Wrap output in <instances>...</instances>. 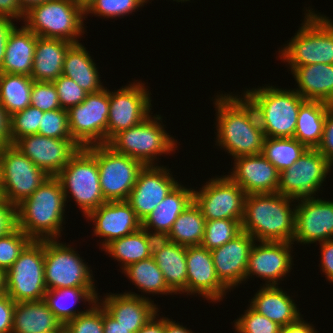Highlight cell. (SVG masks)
Listing matches in <instances>:
<instances>
[{"label":"cell","mask_w":333,"mask_h":333,"mask_svg":"<svg viewBox=\"0 0 333 333\" xmlns=\"http://www.w3.org/2000/svg\"><path fill=\"white\" fill-rule=\"evenodd\" d=\"M216 97V143L220 148L233 158L262 154L265 136L250 101L245 96L241 98L234 94Z\"/></svg>","instance_id":"1"},{"label":"cell","mask_w":333,"mask_h":333,"mask_svg":"<svg viewBox=\"0 0 333 333\" xmlns=\"http://www.w3.org/2000/svg\"><path fill=\"white\" fill-rule=\"evenodd\" d=\"M65 203L60 180L49 176L30 197L16 206V226L32 240L59 238L65 220Z\"/></svg>","instance_id":"2"},{"label":"cell","mask_w":333,"mask_h":333,"mask_svg":"<svg viewBox=\"0 0 333 333\" xmlns=\"http://www.w3.org/2000/svg\"><path fill=\"white\" fill-rule=\"evenodd\" d=\"M297 199L280 193L246 195L242 231L257 242H292L295 235V207Z\"/></svg>","instance_id":"3"},{"label":"cell","mask_w":333,"mask_h":333,"mask_svg":"<svg viewBox=\"0 0 333 333\" xmlns=\"http://www.w3.org/2000/svg\"><path fill=\"white\" fill-rule=\"evenodd\" d=\"M242 94L254 107L265 137H294L298 112L305 101L294 89L284 90L267 85L247 89Z\"/></svg>","instance_id":"4"},{"label":"cell","mask_w":333,"mask_h":333,"mask_svg":"<svg viewBox=\"0 0 333 333\" xmlns=\"http://www.w3.org/2000/svg\"><path fill=\"white\" fill-rule=\"evenodd\" d=\"M305 20L296 35L282 50L280 58L289 69L309 64L333 65V21L307 10Z\"/></svg>","instance_id":"5"},{"label":"cell","mask_w":333,"mask_h":333,"mask_svg":"<svg viewBox=\"0 0 333 333\" xmlns=\"http://www.w3.org/2000/svg\"><path fill=\"white\" fill-rule=\"evenodd\" d=\"M83 19L85 12L73 0H50L29 8L24 25L38 37L76 44L85 29Z\"/></svg>","instance_id":"6"},{"label":"cell","mask_w":333,"mask_h":333,"mask_svg":"<svg viewBox=\"0 0 333 333\" xmlns=\"http://www.w3.org/2000/svg\"><path fill=\"white\" fill-rule=\"evenodd\" d=\"M156 116L149 115L138 125L118 132L107 145L117 153L141 161L145 166L153 165L157 155H167L177 148V141L161 125V115Z\"/></svg>","instance_id":"7"},{"label":"cell","mask_w":333,"mask_h":333,"mask_svg":"<svg viewBox=\"0 0 333 333\" xmlns=\"http://www.w3.org/2000/svg\"><path fill=\"white\" fill-rule=\"evenodd\" d=\"M62 185L67 201L68 193L82 210L83 216L106 203L99 182L97 158L81 148L56 176Z\"/></svg>","instance_id":"8"},{"label":"cell","mask_w":333,"mask_h":333,"mask_svg":"<svg viewBox=\"0 0 333 333\" xmlns=\"http://www.w3.org/2000/svg\"><path fill=\"white\" fill-rule=\"evenodd\" d=\"M46 291L44 240H32L6 271V294L17 303L43 300Z\"/></svg>","instance_id":"9"},{"label":"cell","mask_w":333,"mask_h":333,"mask_svg":"<svg viewBox=\"0 0 333 333\" xmlns=\"http://www.w3.org/2000/svg\"><path fill=\"white\" fill-rule=\"evenodd\" d=\"M97 158L99 182L105 201H125L133 189L144 164L125 154L115 152L107 144L89 146Z\"/></svg>","instance_id":"10"},{"label":"cell","mask_w":333,"mask_h":333,"mask_svg":"<svg viewBox=\"0 0 333 333\" xmlns=\"http://www.w3.org/2000/svg\"><path fill=\"white\" fill-rule=\"evenodd\" d=\"M49 176L13 144L0 149V195L17 206Z\"/></svg>","instance_id":"11"},{"label":"cell","mask_w":333,"mask_h":333,"mask_svg":"<svg viewBox=\"0 0 333 333\" xmlns=\"http://www.w3.org/2000/svg\"><path fill=\"white\" fill-rule=\"evenodd\" d=\"M44 240V276L47 290L66 287H96L92 270L71 245ZM91 271V272H90Z\"/></svg>","instance_id":"12"},{"label":"cell","mask_w":333,"mask_h":333,"mask_svg":"<svg viewBox=\"0 0 333 333\" xmlns=\"http://www.w3.org/2000/svg\"><path fill=\"white\" fill-rule=\"evenodd\" d=\"M109 89L87 94L79 105L68 110L69 130L81 147L107 144Z\"/></svg>","instance_id":"13"},{"label":"cell","mask_w":333,"mask_h":333,"mask_svg":"<svg viewBox=\"0 0 333 333\" xmlns=\"http://www.w3.org/2000/svg\"><path fill=\"white\" fill-rule=\"evenodd\" d=\"M246 192L228 176L212 178L201 190L193 192V201L205 220L232 219L242 223Z\"/></svg>","instance_id":"14"},{"label":"cell","mask_w":333,"mask_h":333,"mask_svg":"<svg viewBox=\"0 0 333 333\" xmlns=\"http://www.w3.org/2000/svg\"><path fill=\"white\" fill-rule=\"evenodd\" d=\"M332 166L317 149L308 148L294 164L280 172L277 192L294 199L314 197Z\"/></svg>","instance_id":"15"},{"label":"cell","mask_w":333,"mask_h":333,"mask_svg":"<svg viewBox=\"0 0 333 333\" xmlns=\"http://www.w3.org/2000/svg\"><path fill=\"white\" fill-rule=\"evenodd\" d=\"M141 82L109 91L107 142L118 132L138 125L150 115L151 97Z\"/></svg>","instance_id":"16"},{"label":"cell","mask_w":333,"mask_h":333,"mask_svg":"<svg viewBox=\"0 0 333 333\" xmlns=\"http://www.w3.org/2000/svg\"><path fill=\"white\" fill-rule=\"evenodd\" d=\"M13 145L48 176H57L81 147L73 139H56L33 134Z\"/></svg>","instance_id":"17"},{"label":"cell","mask_w":333,"mask_h":333,"mask_svg":"<svg viewBox=\"0 0 333 333\" xmlns=\"http://www.w3.org/2000/svg\"><path fill=\"white\" fill-rule=\"evenodd\" d=\"M296 202L293 243L306 245L333 240V201L307 197Z\"/></svg>","instance_id":"18"},{"label":"cell","mask_w":333,"mask_h":333,"mask_svg":"<svg viewBox=\"0 0 333 333\" xmlns=\"http://www.w3.org/2000/svg\"><path fill=\"white\" fill-rule=\"evenodd\" d=\"M144 166L126 200L142 222L179 184L164 166Z\"/></svg>","instance_id":"19"},{"label":"cell","mask_w":333,"mask_h":333,"mask_svg":"<svg viewBox=\"0 0 333 333\" xmlns=\"http://www.w3.org/2000/svg\"><path fill=\"white\" fill-rule=\"evenodd\" d=\"M292 242L259 241L254 243L248 259L245 281L252 275L266 280L265 285H278L292 269Z\"/></svg>","instance_id":"20"},{"label":"cell","mask_w":333,"mask_h":333,"mask_svg":"<svg viewBox=\"0 0 333 333\" xmlns=\"http://www.w3.org/2000/svg\"><path fill=\"white\" fill-rule=\"evenodd\" d=\"M187 294H199L211 302L221 301L228 289L219 281L211 251L205 247H186Z\"/></svg>","instance_id":"21"},{"label":"cell","mask_w":333,"mask_h":333,"mask_svg":"<svg viewBox=\"0 0 333 333\" xmlns=\"http://www.w3.org/2000/svg\"><path fill=\"white\" fill-rule=\"evenodd\" d=\"M256 240L242 231L234 239L211 250L219 281L230 290L245 281L248 259Z\"/></svg>","instance_id":"22"},{"label":"cell","mask_w":333,"mask_h":333,"mask_svg":"<svg viewBox=\"0 0 333 333\" xmlns=\"http://www.w3.org/2000/svg\"><path fill=\"white\" fill-rule=\"evenodd\" d=\"M94 226V234L104 238L102 248L113 240L122 238L138 231L142 222L137 218L135 211L125 201H108L87 216Z\"/></svg>","instance_id":"23"},{"label":"cell","mask_w":333,"mask_h":333,"mask_svg":"<svg viewBox=\"0 0 333 333\" xmlns=\"http://www.w3.org/2000/svg\"><path fill=\"white\" fill-rule=\"evenodd\" d=\"M234 161L227 176L247 195L277 193L280 172L263 154L240 156Z\"/></svg>","instance_id":"24"},{"label":"cell","mask_w":333,"mask_h":333,"mask_svg":"<svg viewBox=\"0 0 333 333\" xmlns=\"http://www.w3.org/2000/svg\"><path fill=\"white\" fill-rule=\"evenodd\" d=\"M99 304L129 332L137 333L159 311L151 299L135 292L108 294ZM153 302V303H152Z\"/></svg>","instance_id":"25"},{"label":"cell","mask_w":333,"mask_h":333,"mask_svg":"<svg viewBox=\"0 0 333 333\" xmlns=\"http://www.w3.org/2000/svg\"><path fill=\"white\" fill-rule=\"evenodd\" d=\"M152 257L174 294L187 293L186 247L165 238H156Z\"/></svg>","instance_id":"26"},{"label":"cell","mask_w":333,"mask_h":333,"mask_svg":"<svg viewBox=\"0 0 333 333\" xmlns=\"http://www.w3.org/2000/svg\"><path fill=\"white\" fill-rule=\"evenodd\" d=\"M178 184L142 221V228L156 238H165L178 216L193 201L194 189Z\"/></svg>","instance_id":"27"},{"label":"cell","mask_w":333,"mask_h":333,"mask_svg":"<svg viewBox=\"0 0 333 333\" xmlns=\"http://www.w3.org/2000/svg\"><path fill=\"white\" fill-rule=\"evenodd\" d=\"M251 299L250 306L269 320L284 327L297 321L301 313L294 300L277 285L260 287Z\"/></svg>","instance_id":"28"},{"label":"cell","mask_w":333,"mask_h":333,"mask_svg":"<svg viewBox=\"0 0 333 333\" xmlns=\"http://www.w3.org/2000/svg\"><path fill=\"white\" fill-rule=\"evenodd\" d=\"M291 73L305 100L321 101L333 106V65L309 64L295 67Z\"/></svg>","instance_id":"29"},{"label":"cell","mask_w":333,"mask_h":333,"mask_svg":"<svg viewBox=\"0 0 333 333\" xmlns=\"http://www.w3.org/2000/svg\"><path fill=\"white\" fill-rule=\"evenodd\" d=\"M73 43L37 36L33 68L30 77L34 81L53 82L62 75L66 53Z\"/></svg>","instance_id":"30"},{"label":"cell","mask_w":333,"mask_h":333,"mask_svg":"<svg viewBox=\"0 0 333 333\" xmlns=\"http://www.w3.org/2000/svg\"><path fill=\"white\" fill-rule=\"evenodd\" d=\"M63 326L44 300L15 303L12 333H58Z\"/></svg>","instance_id":"31"},{"label":"cell","mask_w":333,"mask_h":333,"mask_svg":"<svg viewBox=\"0 0 333 333\" xmlns=\"http://www.w3.org/2000/svg\"><path fill=\"white\" fill-rule=\"evenodd\" d=\"M17 28L16 26L8 37L0 73L30 76L33 68L37 36L25 26Z\"/></svg>","instance_id":"32"},{"label":"cell","mask_w":333,"mask_h":333,"mask_svg":"<svg viewBox=\"0 0 333 333\" xmlns=\"http://www.w3.org/2000/svg\"><path fill=\"white\" fill-rule=\"evenodd\" d=\"M62 75L72 79L85 92L96 93L105 88L90 54L81 43L73 44L67 51Z\"/></svg>","instance_id":"33"},{"label":"cell","mask_w":333,"mask_h":333,"mask_svg":"<svg viewBox=\"0 0 333 333\" xmlns=\"http://www.w3.org/2000/svg\"><path fill=\"white\" fill-rule=\"evenodd\" d=\"M96 287H66L60 289L47 290L44 301L54 315L65 325L69 320L76 318L80 314L87 312L76 311L73 306L80 301H87L89 305H94L99 301Z\"/></svg>","instance_id":"34"},{"label":"cell","mask_w":333,"mask_h":333,"mask_svg":"<svg viewBox=\"0 0 333 333\" xmlns=\"http://www.w3.org/2000/svg\"><path fill=\"white\" fill-rule=\"evenodd\" d=\"M330 104L305 100L299 109L294 138L307 148L316 149L321 142Z\"/></svg>","instance_id":"35"},{"label":"cell","mask_w":333,"mask_h":333,"mask_svg":"<svg viewBox=\"0 0 333 333\" xmlns=\"http://www.w3.org/2000/svg\"><path fill=\"white\" fill-rule=\"evenodd\" d=\"M156 237L142 227L127 236L108 243L103 249L118 262H121L122 270L133 263L152 256V248Z\"/></svg>","instance_id":"36"},{"label":"cell","mask_w":333,"mask_h":333,"mask_svg":"<svg viewBox=\"0 0 333 333\" xmlns=\"http://www.w3.org/2000/svg\"><path fill=\"white\" fill-rule=\"evenodd\" d=\"M205 224V217L192 201L175 220L165 239L185 247L201 245Z\"/></svg>","instance_id":"37"},{"label":"cell","mask_w":333,"mask_h":333,"mask_svg":"<svg viewBox=\"0 0 333 333\" xmlns=\"http://www.w3.org/2000/svg\"><path fill=\"white\" fill-rule=\"evenodd\" d=\"M33 82L27 75L0 73V104L10 116L30 106Z\"/></svg>","instance_id":"38"},{"label":"cell","mask_w":333,"mask_h":333,"mask_svg":"<svg viewBox=\"0 0 333 333\" xmlns=\"http://www.w3.org/2000/svg\"><path fill=\"white\" fill-rule=\"evenodd\" d=\"M123 273L142 292L162 295L174 293L166 284L163 273L152 256L129 265Z\"/></svg>","instance_id":"39"},{"label":"cell","mask_w":333,"mask_h":333,"mask_svg":"<svg viewBox=\"0 0 333 333\" xmlns=\"http://www.w3.org/2000/svg\"><path fill=\"white\" fill-rule=\"evenodd\" d=\"M307 149L294 137H265L262 154L281 172L294 164Z\"/></svg>","instance_id":"40"},{"label":"cell","mask_w":333,"mask_h":333,"mask_svg":"<svg viewBox=\"0 0 333 333\" xmlns=\"http://www.w3.org/2000/svg\"><path fill=\"white\" fill-rule=\"evenodd\" d=\"M241 232L242 224L238 220H206L201 246L211 251L231 241Z\"/></svg>","instance_id":"41"},{"label":"cell","mask_w":333,"mask_h":333,"mask_svg":"<svg viewBox=\"0 0 333 333\" xmlns=\"http://www.w3.org/2000/svg\"><path fill=\"white\" fill-rule=\"evenodd\" d=\"M31 241L17 226L7 235L0 237V269L6 272Z\"/></svg>","instance_id":"42"},{"label":"cell","mask_w":333,"mask_h":333,"mask_svg":"<svg viewBox=\"0 0 333 333\" xmlns=\"http://www.w3.org/2000/svg\"><path fill=\"white\" fill-rule=\"evenodd\" d=\"M43 111L33 106L10 116V136L12 144L19 138L38 134L39 125Z\"/></svg>","instance_id":"43"},{"label":"cell","mask_w":333,"mask_h":333,"mask_svg":"<svg viewBox=\"0 0 333 333\" xmlns=\"http://www.w3.org/2000/svg\"><path fill=\"white\" fill-rule=\"evenodd\" d=\"M38 134L56 139H73L69 130L68 111L60 108L44 112Z\"/></svg>","instance_id":"44"},{"label":"cell","mask_w":333,"mask_h":333,"mask_svg":"<svg viewBox=\"0 0 333 333\" xmlns=\"http://www.w3.org/2000/svg\"><path fill=\"white\" fill-rule=\"evenodd\" d=\"M145 3L144 0H95L85 11V16L92 13L95 16L98 14L97 16L111 19L123 17L144 6Z\"/></svg>","instance_id":"45"},{"label":"cell","mask_w":333,"mask_h":333,"mask_svg":"<svg viewBox=\"0 0 333 333\" xmlns=\"http://www.w3.org/2000/svg\"><path fill=\"white\" fill-rule=\"evenodd\" d=\"M70 333H104L103 306L97 301L89 310L64 325Z\"/></svg>","instance_id":"46"},{"label":"cell","mask_w":333,"mask_h":333,"mask_svg":"<svg viewBox=\"0 0 333 333\" xmlns=\"http://www.w3.org/2000/svg\"><path fill=\"white\" fill-rule=\"evenodd\" d=\"M234 328L238 333H280L281 326L255 311L251 306L239 317Z\"/></svg>","instance_id":"47"},{"label":"cell","mask_w":333,"mask_h":333,"mask_svg":"<svg viewBox=\"0 0 333 333\" xmlns=\"http://www.w3.org/2000/svg\"><path fill=\"white\" fill-rule=\"evenodd\" d=\"M30 99V105L39 108L43 112L61 108L53 82L34 81Z\"/></svg>","instance_id":"48"},{"label":"cell","mask_w":333,"mask_h":333,"mask_svg":"<svg viewBox=\"0 0 333 333\" xmlns=\"http://www.w3.org/2000/svg\"><path fill=\"white\" fill-rule=\"evenodd\" d=\"M53 83L58 93L61 108L67 111L83 102L88 94L76 82L64 75H61Z\"/></svg>","instance_id":"49"},{"label":"cell","mask_w":333,"mask_h":333,"mask_svg":"<svg viewBox=\"0 0 333 333\" xmlns=\"http://www.w3.org/2000/svg\"><path fill=\"white\" fill-rule=\"evenodd\" d=\"M316 149L333 165V106L328 109L322 139Z\"/></svg>","instance_id":"50"},{"label":"cell","mask_w":333,"mask_h":333,"mask_svg":"<svg viewBox=\"0 0 333 333\" xmlns=\"http://www.w3.org/2000/svg\"><path fill=\"white\" fill-rule=\"evenodd\" d=\"M16 227V207L0 195V237Z\"/></svg>","instance_id":"51"},{"label":"cell","mask_w":333,"mask_h":333,"mask_svg":"<svg viewBox=\"0 0 333 333\" xmlns=\"http://www.w3.org/2000/svg\"><path fill=\"white\" fill-rule=\"evenodd\" d=\"M15 303L7 294L0 295V333H12Z\"/></svg>","instance_id":"52"},{"label":"cell","mask_w":333,"mask_h":333,"mask_svg":"<svg viewBox=\"0 0 333 333\" xmlns=\"http://www.w3.org/2000/svg\"><path fill=\"white\" fill-rule=\"evenodd\" d=\"M321 266L330 283H333V240L320 242Z\"/></svg>","instance_id":"53"},{"label":"cell","mask_w":333,"mask_h":333,"mask_svg":"<svg viewBox=\"0 0 333 333\" xmlns=\"http://www.w3.org/2000/svg\"><path fill=\"white\" fill-rule=\"evenodd\" d=\"M15 27L12 18L0 16V67L4 61L8 37Z\"/></svg>","instance_id":"54"},{"label":"cell","mask_w":333,"mask_h":333,"mask_svg":"<svg viewBox=\"0 0 333 333\" xmlns=\"http://www.w3.org/2000/svg\"><path fill=\"white\" fill-rule=\"evenodd\" d=\"M25 12L21 9L18 0H0V16L12 19H24Z\"/></svg>","instance_id":"55"},{"label":"cell","mask_w":333,"mask_h":333,"mask_svg":"<svg viewBox=\"0 0 333 333\" xmlns=\"http://www.w3.org/2000/svg\"><path fill=\"white\" fill-rule=\"evenodd\" d=\"M12 145L10 136V115L0 104V149Z\"/></svg>","instance_id":"56"},{"label":"cell","mask_w":333,"mask_h":333,"mask_svg":"<svg viewBox=\"0 0 333 333\" xmlns=\"http://www.w3.org/2000/svg\"><path fill=\"white\" fill-rule=\"evenodd\" d=\"M303 318H299L294 323L281 327L280 333H317L313 325L307 323Z\"/></svg>","instance_id":"57"},{"label":"cell","mask_w":333,"mask_h":333,"mask_svg":"<svg viewBox=\"0 0 333 333\" xmlns=\"http://www.w3.org/2000/svg\"><path fill=\"white\" fill-rule=\"evenodd\" d=\"M103 328L104 333H132L129 329L117 323L115 319L103 308Z\"/></svg>","instance_id":"58"},{"label":"cell","mask_w":333,"mask_h":333,"mask_svg":"<svg viewBox=\"0 0 333 333\" xmlns=\"http://www.w3.org/2000/svg\"><path fill=\"white\" fill-rule=\"evenodd\" d=\"M156 314L137 333H165V317L158 319Z\"/></svg>","instance_id":"59"},{"label":"cell","mask_w":333,"mask_h":333,"mask_svg":"<svg viewBox=\"0 0 333 333\" xmlns=\"http://www.w3.org/2000/svg\"><path fill=\"white\" fill-rule=\"evenodd\" d=\"M175 322L167 317L165 318V333H193V331Z\"/></svg>","instance_id":"60"},{"label":"cell","mask_w":333,"mask_h":333,"mask_svg":"<svg viewBox=\"0 0 333 333\" xmlns=\"http://www.w3.org/2000/svg\"><path fill=\"white\" fill-rule=\"evenodd\" d=\"M50 0H18L21 9L26 12L29 8L34 5L41 4Z\"/></svg>","instance_id":"61"},{"label":"cell","mask_w":333,"mask_h":333,"mask_svg":"<svg viewBox=\"0 0 333 333\" xmlns=\"http://www.w3.org/2000/svg\"><path fill=\"white\" fill-rule=\"evenodd\" d=\"M6 294V272L0 269V295Z\"/></svg>","instance_id":"62"},{"label":"cell","mask_w":333,"mask_h":333,"mask_svg":"<svg viewBox=\"0 0 333 333\" xmlns=\"http://www.w3.org/2000/svg\"><path fill=\"white\" fill-rule=\"evenodd\" d=\"M84 12L94 3L95 0H73Z\"/></svg>","instance_id":"63"},{"label":"cell","mask_w":333,"mask_h":333,"mask_svg":"<svg viewBox=\"0 0 333 333\" xmlns=\"http://www.w3.org/2000/svg\"><path fill=\"white\" fill-rule=\"evenodd\" d=\"M58 333H70L65 326H63Z\"/></svg>","instance_id":"64"},{"label":"cell","mask_w":333,"mask_h":333,"mask_svg":"<svg viewBox=\"0 0 333 333\" xmlns=\"http://www.w3.org/2000/svg\"><path fill=\"white\" fill-rule=\"evenodd\" d=\"M173 1H175V0H173ZM176 1H177V2H180V1H181V2H185V1L187 2V1H190V0H176Z\"/></svg>","instance_id":"65"}]
</instances>
